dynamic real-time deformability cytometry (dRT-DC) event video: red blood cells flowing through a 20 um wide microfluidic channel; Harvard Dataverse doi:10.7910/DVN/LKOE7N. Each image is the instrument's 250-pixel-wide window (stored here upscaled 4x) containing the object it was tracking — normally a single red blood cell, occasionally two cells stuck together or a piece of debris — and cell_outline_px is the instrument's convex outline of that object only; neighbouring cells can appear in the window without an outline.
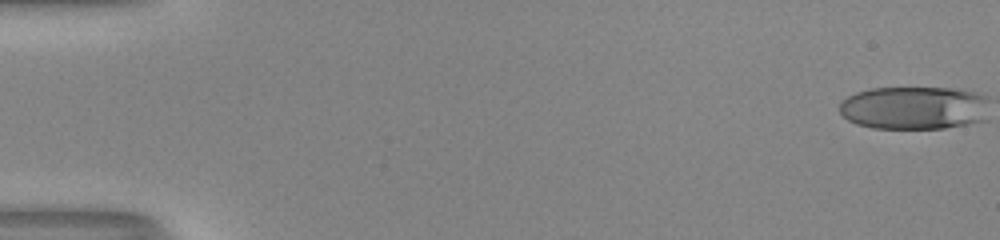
{"species": "human", "species_latin": "Homo sapiens", "temperature_condition": "room temperature", "stored_images_in_passage": 53, "camera_frame_rate_fps": 3000, "um_per_image_px": 0.085, "donor": {"sex": "male"}, "frame": {"image": 1, "passage_image": 1, "time_ms": 0.0, "image_size_px": [1000, 240], "cell_outline_px": [[972, 96], [968, 120], [960, 124], [940, 128], [876, 128], [860, 124], [844, 116], [840, 112], [840, 104], [844, 100], [860, 92], [876, 88], [944, 88], [964, 92]], "centroid_in_image_um": [77.18, 9.17], "position_along_channel_um": 7.8, "area_um2": 33.18}}
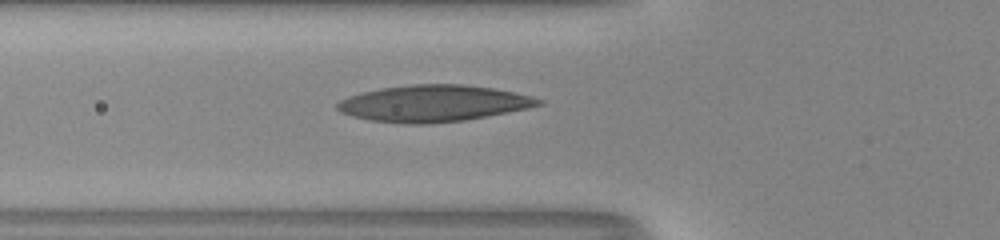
{"frame": {"image": 2, "passage_image": 21, "time_ms": 6.667, "image_size_px": [1000, 240], "cell_outline_px": [[540, 104], [524, 108], [484, 116], [460, 120], [376, 120], [356, 116], [344, 112], [336, 108], [336, 104], [352, 96], [364, 92], [384, 88], [420, 84], [456, 84], [488, 88], [512, 92], [528, 96], [540, 100]], "centroid_in_image_um": [36.85, 8.73], "position_along_channel_um": 88.9, "area_um2": 39.42}}
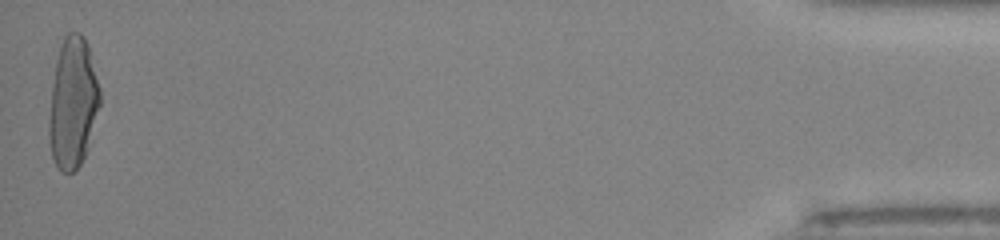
{"frame": {"image": 3, "passage_image": 53, "time_ms": 17.333, "image_size_px": [1000, 240], "cell_outline_px": [[100, 104], [84, 156], [80, 164], [72, 172], [64, 172], [56, 164], [52, 156], [52, 88], [56, 64], [60, 48], [64, 40], [72, 32], [76, 32], [84, 40], [88, 48], [100, 92]], "centroid_in_image_um": [6.23, 8.76], "position_along_channel_um": 429.0, "area_um2": 36.13}, "authors_computed_cell_mechanics": {"area_um2": 37.0498, "velocity_mm_per_s": 4.064, "shape_relaxation_time_tau1_ms": 8.4833, "shape_relaxation_time_tau2_ms": 1.4197, "deformation_change_tau1": 0.3401, "deformation_change_tau2": 0.0925}}